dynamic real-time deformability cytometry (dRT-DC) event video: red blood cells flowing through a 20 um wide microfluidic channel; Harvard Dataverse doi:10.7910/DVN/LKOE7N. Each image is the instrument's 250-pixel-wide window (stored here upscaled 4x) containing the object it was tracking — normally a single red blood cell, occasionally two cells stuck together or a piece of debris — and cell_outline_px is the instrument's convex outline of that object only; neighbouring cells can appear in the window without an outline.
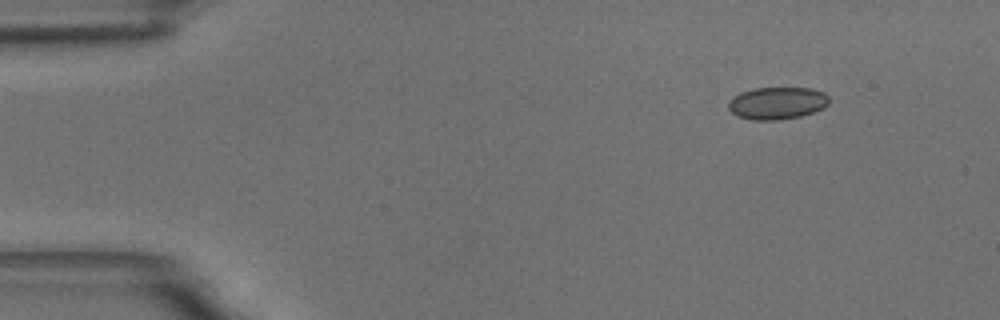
{"species": "common noctule bat (a hibernating species)", "species_latin": "Nyctalus noctula", "temperature_condition": "room temperature", "stored_images_in_passage": 52, "camera_frame_rate_fps": 3000, "um_per_image_px": 0.085, "animal": {"sex": "male", "body_mass_g": 18.8}, "frame": {"image": 1, "passage_image": 1, "time_ms": 0.0, "image_size_px": [1000, 320], "cell_outline_px": [[828, 104], [812, 112], [800, 116], [780, 120], [752, 120], [736, 116], [728, 108], [728, 100], [732, 96], [740, 92], [752, 88], [812, 88], [824, 92], [828, 96]], "centroid_in_image_um": [66.0, 8.76], "position_along_channel_um": 19.0, "area_um2": 19.07}}
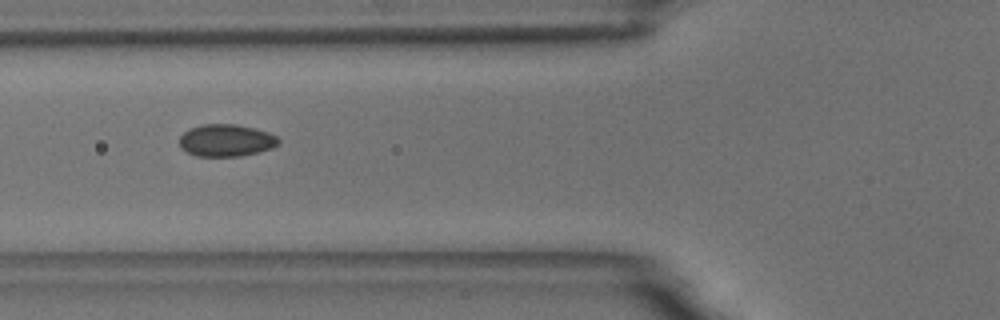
{"frame": {"image": 2, "passage_image": 16, "time_ms": 5.0, "image_size_px": [1000, 320], "cell_outline_px": [[280, 144], [272, 148], [240, 156], [196, 156], [180, 148], [180, 136], [184, 132], [192, 128], [204, 124], [236, 124], [256, 128], [268, 132], [276, 136], [280, 140]], "centroid_in_image_um": [19.24, 11.93], "position_along_channel_um": 106.6, "area_um2": 18.55}}
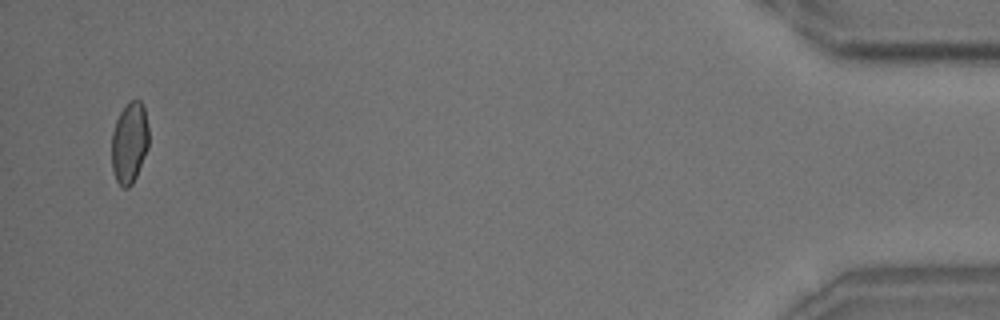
{"frame": {"image": 3, "passage_image": 50, "time_ms": 16.333, "image_size_px": [1000, 320], "cell_outline_px": [[148, 148], [136, 176], [132, 184], [128, 188], [124, 188], [116, 180], [112, 168], [112, 132], [116, 120], [120, 112], [128, 100], [140, 100], [144, 104], [148, 128]], "centroid_in_image_um": [11.0, 12.09], "position_along_channel_um": 424.2, "area_um2": 17.63}, "authors_computed_cell_mechanics": {"area_um2": 18.4671, "velocity_mm_per_s": 3.5361, "shape_relaxation_time_tau1_ms": 6.0946, "shape_relaxation_time_tau2_ms": 1.3065, "deformation_change_tau1": 0.0728, "deformation_change_tau2": 0.0372}}